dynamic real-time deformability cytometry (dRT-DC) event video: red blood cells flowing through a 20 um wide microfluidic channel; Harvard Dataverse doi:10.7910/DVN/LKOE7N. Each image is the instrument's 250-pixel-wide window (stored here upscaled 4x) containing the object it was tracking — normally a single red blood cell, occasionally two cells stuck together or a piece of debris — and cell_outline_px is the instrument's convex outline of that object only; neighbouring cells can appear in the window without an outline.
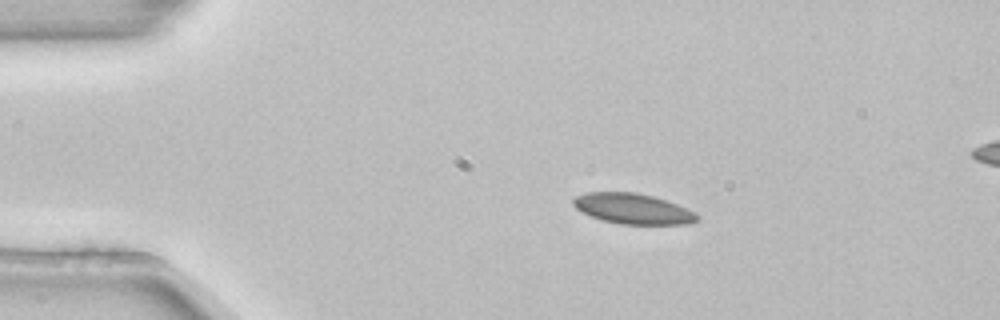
{"species": "common noctule bat (a hibernating species)", "species_latin": "Nyctalus noctula", "temperature_condition": "room temperature", "stored_images_in_passage": 3, "segment_of_instrument_passage": [1, 2], "camera_frame_rate_fps": 3000, "um_per_image_px": 0.085, "animal": {"sex": "female", "body_mass_g": 22.7, "forearm_length_mm": 54.2}, "frame": {"image": 1, "passage_image": 1, "time_ms": 0.0, "image_size_px": [1000, 320], "cell_outline_px": [[700, 216], [696, 220], [688, 224], [620, 224], [604, 220], [592, 216], [576, 208], [572, 204], [572, 200], [576, 196], [584, 192], [636, 192], [652, 196], [688, 208], [696, 212]], "centroid_in_image_um": [53.8, 17.73], "position_along_channel_um": 31.2, "area_um2": 21.85}}